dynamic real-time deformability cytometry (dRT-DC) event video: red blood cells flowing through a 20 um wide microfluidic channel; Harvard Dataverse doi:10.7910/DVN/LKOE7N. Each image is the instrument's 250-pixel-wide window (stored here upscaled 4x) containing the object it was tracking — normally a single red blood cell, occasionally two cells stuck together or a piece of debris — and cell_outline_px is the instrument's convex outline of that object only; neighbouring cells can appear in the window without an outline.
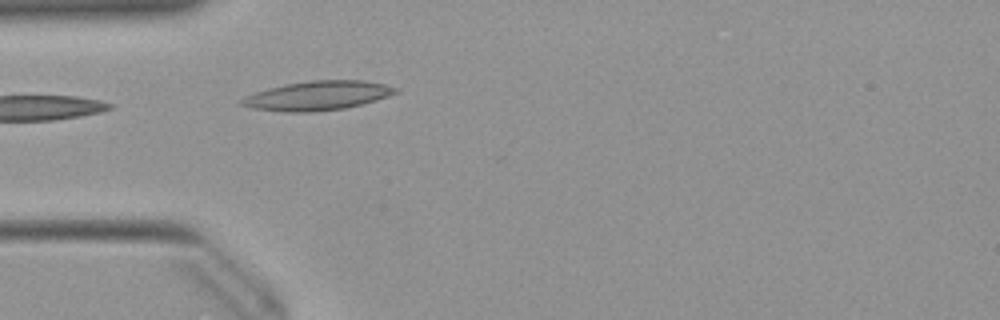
{"species": "Egyptian fruit bat (a non-hibernating species)", "species_latin": "Rousettus aegyptiacus", "temperature_condition": "warm", "stored_images_in_passage": 23, "camera_frame_rate_fps": 3000, "um_per_image_px": 0.085, "animal": {"sex": "female"}, "frame": {"image": 1, "passage_image": 1, "time_ms": 0.0, "image_size_px": [1000, 320], "cell_outline_px": [[400, 92], [376, 100], [344, 108], [312, 112], [284, 112], [252, 108], [236, 104], [236, 100], [244, 96], [268, 88], [284, 84], [308, 80], [364, 80], [384, 84], [396, 88]], "centroid_in_image_um": [26.92, 8.13], "position_along_channel_um": 58.1, "area_um2": 26.41}}
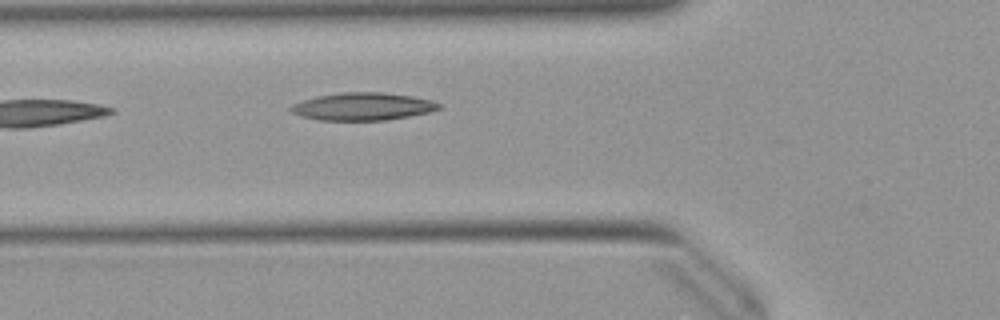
{"frame": {"image": 2, "passage_image": 4, "time_ms": 1.0, "image_size_px": [1000, 320], "cell_outline_px": [[444, 104], [440, 108], [428, 112], [408, 116], [384, 120], [320, 120], [300, 116], [292, 112], [288, 108], [292, 104], [300, 100], [316, 96], [340, 92], [384, 92], [412, 96], [432, 100]], "centroid_in_image_um": [30.81, 9.04], "position_along_channel_um": 95.0, "area_um2": 23.99}}